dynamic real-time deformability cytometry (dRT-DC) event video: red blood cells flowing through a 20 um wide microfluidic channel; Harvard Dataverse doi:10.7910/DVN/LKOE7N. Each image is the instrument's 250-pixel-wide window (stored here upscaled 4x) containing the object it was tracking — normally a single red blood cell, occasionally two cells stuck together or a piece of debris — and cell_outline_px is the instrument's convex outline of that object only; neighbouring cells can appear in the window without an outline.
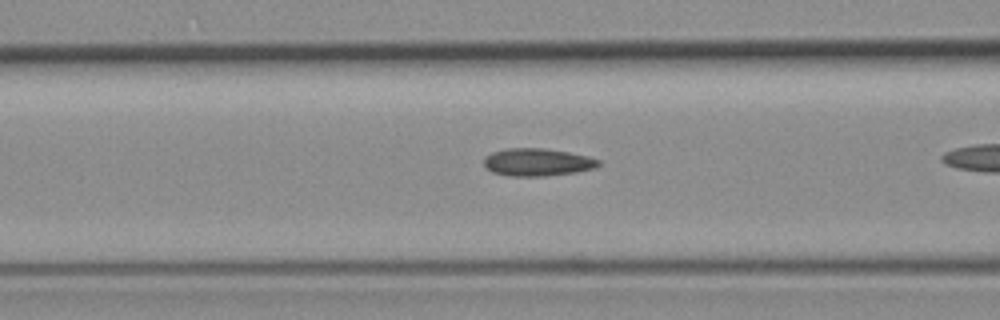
{"species": "common noctule bat (a hibernating species)", "species_latin": "Nyctalus noctula", "temperature_condition": "room temperature", "stored_images_in_passage": 33, "camera_frame_rate_fps": 3000, "um_per_image_px": 0.085, "animal": {"sex": "female", "body_mass_g": 19.3, "forearm_length_mm": 54.1}, "frame": {"image": 1, "passage_image": 11, "time_ms": 3.333, "image_size_px": [1000, 320], "cell_outline_px": [[600, 164], [596, 168], [576, 172], [544, 176], [508, 176], [492, 172], [484, 168], [484, 156], [492, 152], [508, 148], [544, 148], [568, 152], [588, 156], [600, 160]], "centroid_in_image_um": [45.65, 13.79], "position_along_channel_um": 120.9, "area_um2": 18.61}}
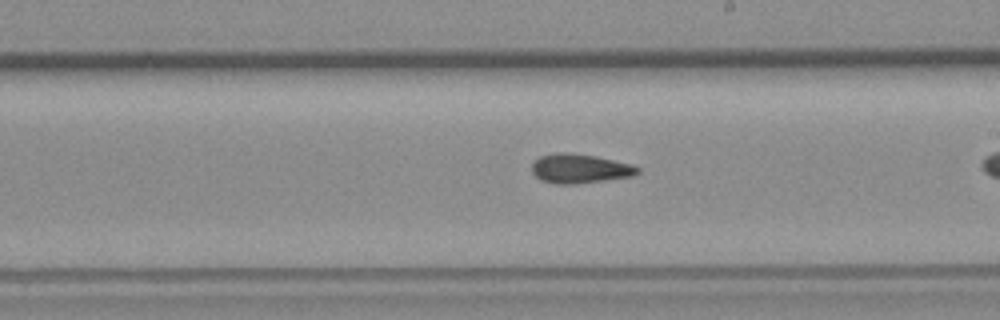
{"frame": {"image": 2, "passage_image": 21, "time_ms": 6.667, "image_size_px": [1000, 320], "cell_outline_px": [[640, 172], [632, 176], [576, 184], [556, 184], [540, 180], [532, 172], [532, 164], [540, 156], [556, 152], [568, 152], [596, 156], [632, 164], [640, 168]], "centroid_in_image_um": [49.28, 14.32], "position_along_channel_um": 239.7, "area_um2": 18.09}}
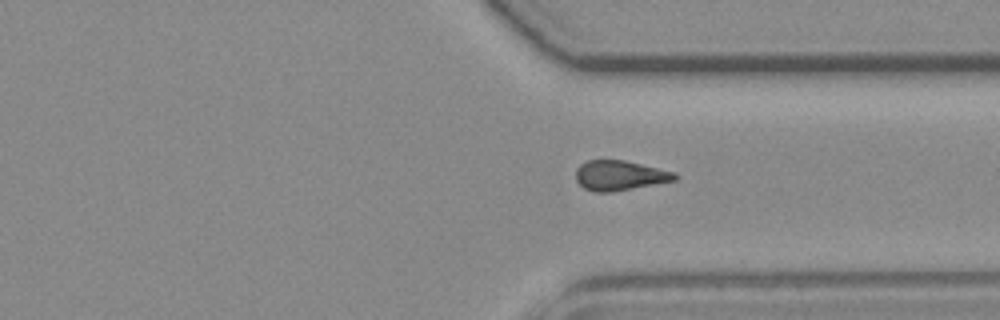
{"frame": {"image": 3, "passage_image": 31, "time_ms": 10.0, "image_size_px": [1000, 320], "cell_outline_px": [[680, 176], [676, 180], [632, 188], [608, 192], [596, 192], [584, 188], [576, 180], [576, 168], [580, 164], [588, 160], [624, 160], [676, 172]], "centroid_in_image_um": [52.69, 14.9], "position_along_channel_um": 358.7, "area_um2": 17.17}}